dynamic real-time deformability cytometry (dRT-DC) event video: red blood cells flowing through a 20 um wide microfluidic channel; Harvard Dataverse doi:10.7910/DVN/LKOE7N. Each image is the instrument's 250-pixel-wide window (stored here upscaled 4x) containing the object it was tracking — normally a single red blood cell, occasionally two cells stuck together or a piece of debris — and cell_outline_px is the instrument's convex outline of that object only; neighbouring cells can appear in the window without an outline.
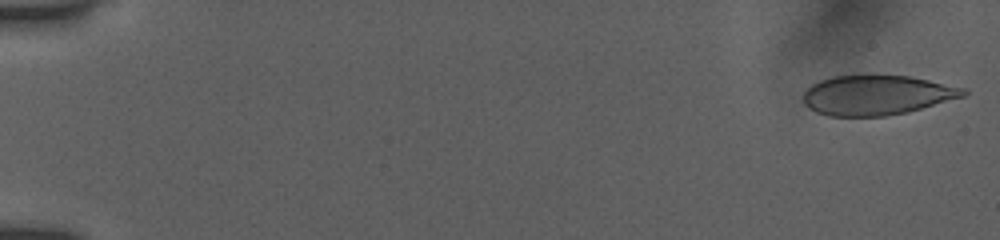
{"species": "human", "species_latin": "Homo sapiens", "temperature_condition": "room temperature", "stored_images_in_passage": 52, "camera_frame_rate_fps": 3000, "um_per_image_px": 0.085, "donor": {"sex": "female"}, "frame": {"image": 1, "passage_image": 1, "time_ms": 0.0, "image_size_px": [1000, 240], "cell_outline_px": [[968, 92], [964, 96], [908, 112], [884, 116], [828, 116], [816, 112], [804, 100], [804, 92], [812, 84], [820, 80], [836, 76], [908, 76], [928, 80], [964, 88]], "centroid_in_image_um": [74.54, 8.09], "position_along_channel_um": 10.5, "area_um2": 36.47}}
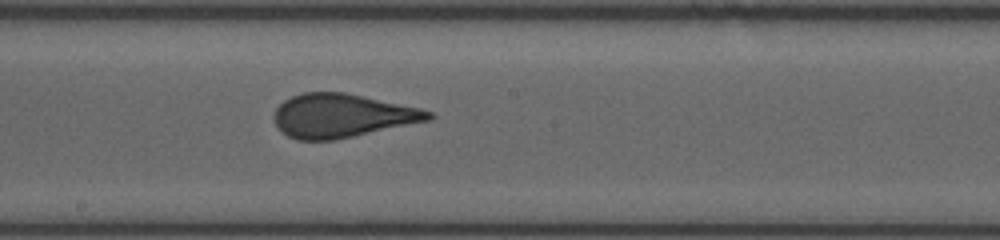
{"frame": {"image": 2, "passage_image": 30, "time_ms": 9.667, "image_size_px": [1000, 240], "cell_outline_px": [[436, 116], [428, 120], [336, 140], [296, 140], [288, 136], [276, 124], [276, 108], [284, 100], [292, 96], [304, 92], [344, 92], [420, 108], [432, 112]], "centroid_in_image_um": [29.07, 9.83], "position_along_channel_um": 219.1, "area_um2": 38.78}}
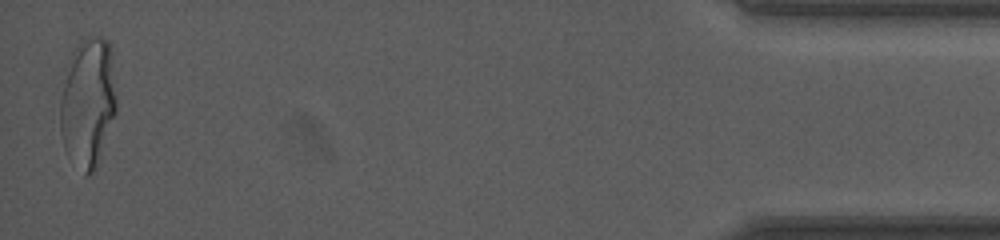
{"frame": {"image": 3, "passage_image": 52, "time_ms": 17.0, "image_size_px": [1000, 240], "cell_outline_px": [[116, 112], [96, 168], [88, 176], [84, 176], [64, 148], [60, 132], [60, 100], [68, 60], [72, 52], [80, 44], [88, 40], [108, 40], [112, 48], [116, 100]], "centroid_in_image_um": [7.47, 8.78], "position_along_channel_um": 427.7, "area_um2": 42.08}, "authors_computed_cell_mechanics": {"area_um2": 39.1306, "velocity_mm_per_s": 3.9179, "shape_relaxation_time_tau1_ms": 7.0995, "shape_relaxation_time_tau2_ms": null, "deformation_change_tau1": 0.2041, "deformation_change_tau2": null}}